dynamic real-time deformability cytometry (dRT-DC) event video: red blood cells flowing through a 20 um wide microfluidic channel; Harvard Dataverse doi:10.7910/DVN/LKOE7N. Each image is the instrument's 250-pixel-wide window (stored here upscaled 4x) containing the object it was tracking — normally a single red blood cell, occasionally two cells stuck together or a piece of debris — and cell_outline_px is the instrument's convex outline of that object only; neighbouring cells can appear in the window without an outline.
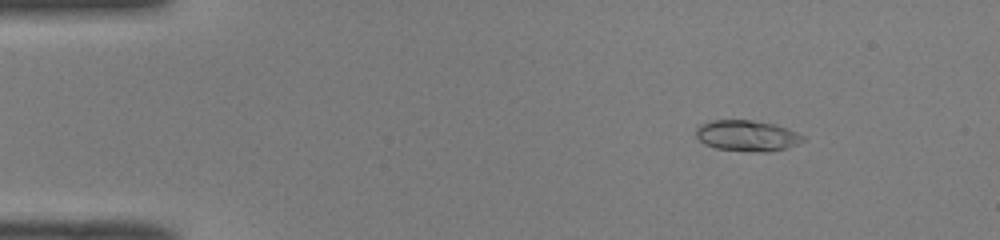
{"species": "common noctule bat (a hibernating species)", "species_latin": "Nyctalus noctula", "temperature_condition": "room temperature", "stored_images_in_passage": 50, "camera_frame_rate_fps": 3000, "um_per_image_px": 0.085, "animal": {"sex": "male", "body_mass_g": 19.0, "forearm_length_mm": 50.8}, "frame": {"image": 1, "passage_image": 7, "time_ms": 2.0, "image_size_px": [1000, 240], "cell_outline_px": [[804, 140], [788, 148], [768, 152], [760, 152], [716, 148], [704, 144], [696, 136], [696, 128], [700, 124], [712, 120], [752, 120], [776, 124], [788, 128], [804, 136]], "centroid_in_image_um": [63.51, 11.53], "position_along_channel_um": 21.5, "area_um2": 19.31}}
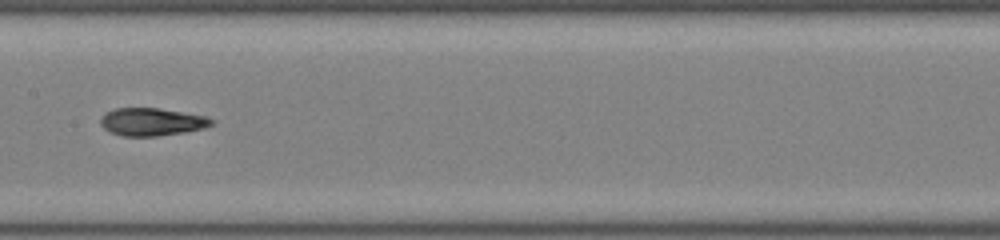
{"frame": {"image": 2, "passage_image": 26, "time_ms": 8.333, "image_size_px": [1000, 240], "cell_outline_px": [[216, 120], [212, 124], [204, 128], [184, 132], [156, 136], [124, 136], [112, 132], [104, 128], [100, 124], [100, 116], [104, 112], [116, 108], [160, 108], [208, 116]], "centroid_in_image_um": [12.91, 10.34], "position_along_channel_um": 194.5, "area_um2": 18.09}}
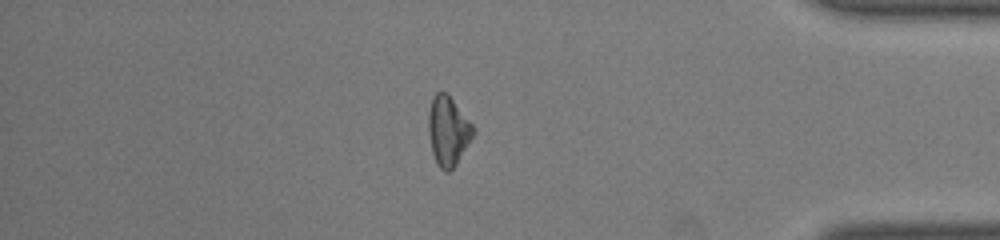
{"frame": {"image": 3, "passage_image": 43, "time_ms": 14.0, "image_size_px": [1000, 240], "cell_outline_px": [[476, 132], [456, 164], [448, 172], [444, 172], [440, 168], [432, 152], [428, 132], [428, 112], [432, 96], [436, 92], [444, 92], [452, 100], [476, 128]], "centroid_in_image_um": [38.08, 11.13], "position_along_channel_um": 397.1, "area_um2": 17.98}, "authors_computed_cell_mechanics": {"area_um2": 18.0625, "velocity_mm_per_s": 4.1035, "shape_relaxation_time_tau1_ms": 8.9041, "shape_relaxation_time_tau2_ms": 2.4753, "deformation_change_tau1": 0.2585, "deformation_change_tau2": 0.0783}}